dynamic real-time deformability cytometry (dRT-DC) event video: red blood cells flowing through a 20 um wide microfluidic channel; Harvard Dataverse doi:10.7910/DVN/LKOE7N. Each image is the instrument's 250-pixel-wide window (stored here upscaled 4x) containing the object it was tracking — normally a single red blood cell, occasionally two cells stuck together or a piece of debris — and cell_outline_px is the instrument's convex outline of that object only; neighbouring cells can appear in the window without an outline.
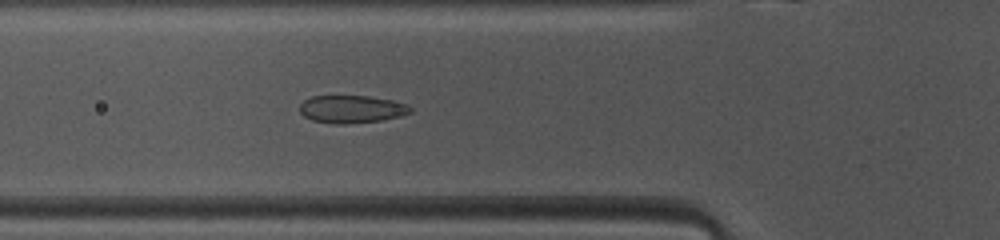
{"species": "common noctule bat (a hibernating species)", "species_latin": "Nyctalus noctula", "temperature_condition": "warm", "stored_images_in_passage": 43, "camera_frame_rate_fps": 3000, "um_per_image_px": 0.085, "animal": {"sex": "female", "body_mass_g": 10.0, "forearm_length_mm": 53.1}, "frame": {"image": 1, "passage_image": 11, "time_ms": 3.333, "image_size_px": [1000, 240], "cell_outline_px": [[412, 112], [400, 116], [384, 120], [344, 124], [336, 124], [312, 120], [304, 116], [300, 112], [300, 104], [304, 100], [312, 96], [368, 96], [392, 100], [404, 104], [412, 108]], "centroid_in_image_um": [29.88, 9.28], "position_along_channel_um": 95.9, "area_um2": 17.8}}
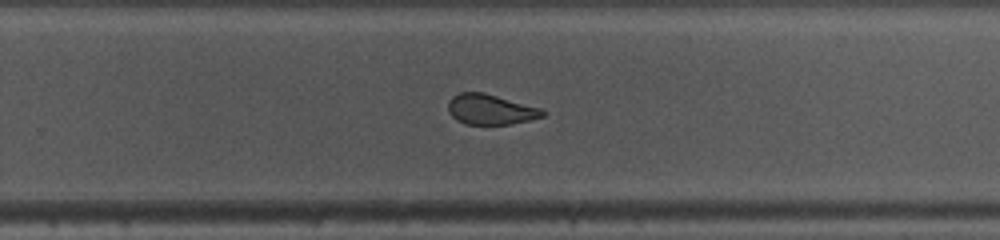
{"frame": {"image": 2, "passage_image": 25, "time_ms": 8.0, "image_size_px": [1000, 240], "cell_outline_px": [[544, 116], [512, 124], [464, 124], [456, 120], [448, 112], [448, 100], [452, 96], [460, 92], [484, 92], [540, 108], [544, 112]], "centroid_in_image_um": [41.64, 9.3], "position_along_channel_um": 288.2, "area_um2": 16.65}}
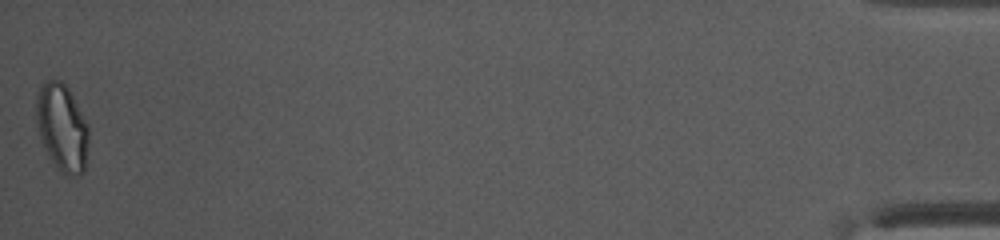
{"frame": {"image": 3, "passage_image": 43, "time_ms": 14.0, "image_size_px": [1000, 240], "cell_outline_px": [[88, 144], [84, 172], [80, 176], [68, 176], [60, 172], [44, 148], [40, 140], [36, 124], [36, 96], [40, 88], [48, 80], [60, 80], [68, 88], [88, 124]], "centroid_in_image_um": [5.27, 10.87], "position_along_channel_um": 429.9, "area_um2": 26.76}, "authors_computed_cell_mechanics": {"area_um2": 18.6116, "velocity_mm_per_s": 4.106, "shape_relaxation_time_tau1_ms": 7.0592, "shape_relaxation_time_tau2_ms": 1.1039, "deformation_change_tau1": 0.1599, "deformation_change_tau2": 0.0807}}